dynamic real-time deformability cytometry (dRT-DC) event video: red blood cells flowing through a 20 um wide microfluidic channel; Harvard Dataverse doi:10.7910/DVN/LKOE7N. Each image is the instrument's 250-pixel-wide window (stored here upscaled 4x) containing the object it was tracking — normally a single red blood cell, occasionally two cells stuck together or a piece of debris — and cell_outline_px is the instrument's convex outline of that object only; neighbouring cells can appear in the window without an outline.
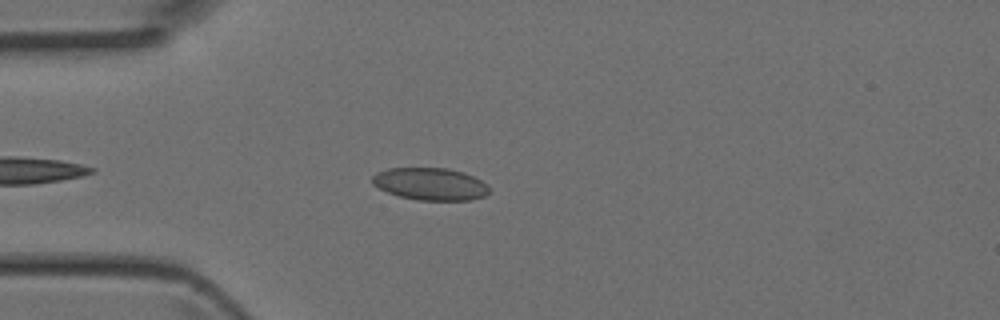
{"species": "Egyptian fruit bat (a non-hibernating species)", "species_latin": "Rousettus aegyptiacus", "temperature_condition": "room temperature", "stored_images_in_passage": 1, "camera_frame_rate_fps": 3000, "um_per_image_px": 0.085, "animal": {"sex": "female"}, "frame": {"image": 1, "passage_image": 1, "time_ms": 0.0, "image_size_px": [1000, 320], "cell_outline_px": [[492, 192], [484, 196], [472, 200], [416, 200], [400, 196], [388, 192], [372, 184], [372, 176], [376, 172], [388, 168], [448, 168], [464, 172], [488, 184]], "centroid_in_image_um": [36.61, 15.64], "position_along_channel_um": 48.4, "area_um2": 22.2}}